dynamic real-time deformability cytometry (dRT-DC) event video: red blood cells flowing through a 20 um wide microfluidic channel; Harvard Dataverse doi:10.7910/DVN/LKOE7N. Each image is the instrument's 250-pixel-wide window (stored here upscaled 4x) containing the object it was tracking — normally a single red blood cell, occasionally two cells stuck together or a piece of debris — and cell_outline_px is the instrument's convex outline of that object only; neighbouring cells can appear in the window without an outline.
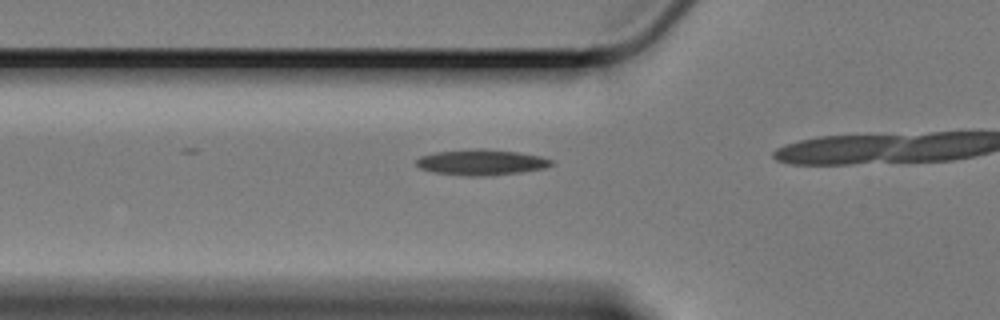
{"species": "Egyptian fruit bat (a non-hibernating species)", "species_latin": "Rousettus aegyptiacus", "temperature_condition": "cold", "stored_images_in_passage": 11, "camera_frame_rate_fps": 3000, "um_per_image_px": 0.085, "animal": {"sex": "female"}, "frame": {"image": 1, "passage_image": 7, "time_ms": 2.0, "image_size_px": [1000, 320], "cell_outline_px": [[556, 160], [552, 164], [544, 168], [520, 172], [484, 176], [468, 176], [432, 172], [420, 168], [416, 164], [416, 160], [420, 156], [436, 152], [476, 148], [484, 148], [520, 152], [540, 156]], "centroid_in_image_um": [40.92, 13.78], "position_along_channel_um": 84.9, "area_um2": 20.35}}
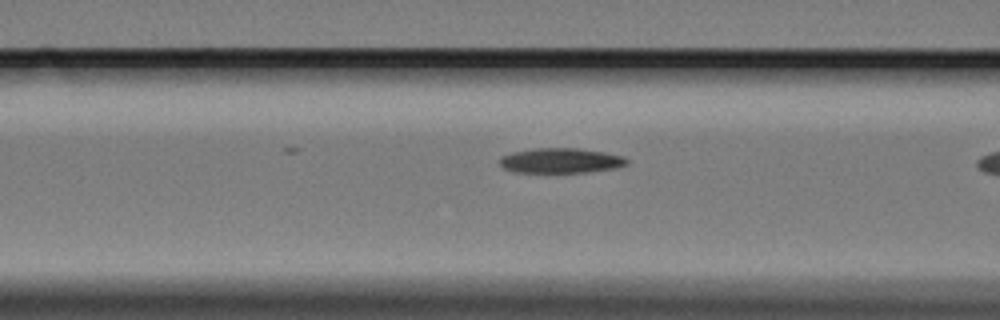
{"frame": {"image": 2, "passage_image": 10, "time_ms": 3.0, "image_size_px": [1000, 320], "cell_outline_px": [[628, 164], [616, 168], [588, 172], [516, 172], [504, 168], [500, 164], [500, 156], [512, 152], [536, 148], [576, 148], [604, 152], [624, 156], [628, 160]], "centroid_in_image_um": [47.68, 13.65], "position_along_channel_um": 118.9, "area_um2": 18.5}}